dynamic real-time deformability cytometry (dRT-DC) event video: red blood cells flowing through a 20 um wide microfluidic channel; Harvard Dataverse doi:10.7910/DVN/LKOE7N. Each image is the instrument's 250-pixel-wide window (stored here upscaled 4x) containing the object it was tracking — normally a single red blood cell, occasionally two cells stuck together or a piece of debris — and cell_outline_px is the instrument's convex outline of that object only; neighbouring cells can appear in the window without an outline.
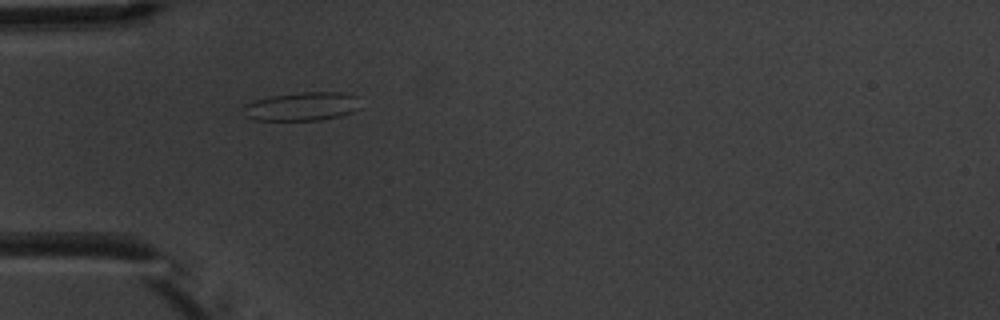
{"species": "common noctule bat (a hibernating species)", "species_latin": "Nyctalus noctula", "temperature_condition": "warm", "stored_images_in_passage": 5, "camera_frame_rate_fps": 3000, "um_per_image_px": 0.085, "animal": {"sex": "male", "body_mass_g": 20.1, "forearm_length_mm": 53.5}, "frame": {"image": 1, "passage_image": 5, "time_ms": 5.667, "image_size_px": [1000, 320], "cell_outline_px": [[360, 108], [352, 112], [340, 116], [320, 120], [256, 120], [244, 116], [240, 108], [244, 104], [268, 96], [304, 92], [344, 92], [356, 96]], "centroid_in_image_um": [25.62, 9.05], "position_along_channel_um": 59.4, "area_um2": 19.71}}